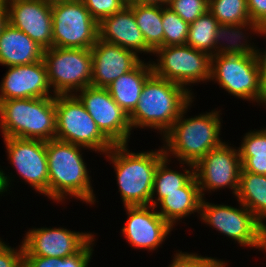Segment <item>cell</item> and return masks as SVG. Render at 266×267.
I'll return each mask as SVG.
<instances>
[{
    "mask_svg": "<svg viewBox=\"0 0 266 267\" xmlns=\"http://www.w3.org/2000/svg\"><path fill=\"white\" fill-rule=\"evenodd\" d=\"M81 148L87 150L57 139L46 141L50 200L63 202L69 195L86 204L96 202Z\"/></svg>",
    "mask_w": 266,
    "mask_h": 267,
    "instance_id": "1",
    "label": "cell"
},
{
    "mask_svg": "<svg viewBox=\"0 0 266 267\" xmlns=\"http://www.w3.org/2000/svg\"><path fill=\"white\" fill-rule=\"evenodd\" d=\"M194 99L183 86L156 76L146 80L135 109L129 114L132 128H154L164 135Z\"/></svg>",
    "mask_w": 266,
    "mask_h": 267,
    "instance_id": "2",
    "label": "cell"
},
{
    "mask_svg": "<svg viewBox=\"0 0 266 267\" xmlns=\"http://www.w3.org/2000/svg\"><path fill=\"white\" fill-rule=\"evenodd\" d=\"M193 101L182 110L179 118L162 136L165 156L169 159L173 156L179 163L195 164L211 149L223 143L219 137L222 128L220 111L215 109L185 119L184 115Z\"/></svg>",
    "mask_w": 266,
    "mask_h": 267,
    "instance_id": "3",
    "label": "cell"
},
{
    "mask_svg": "<svg viewBox=\"0 0 266 267\" xmlns=\"http://www.w3.org/2000/svg\"><path fill=\"white\" fill-rule=\"evenodd\" d=\"M116 173L124 206L151 205L154 175L166 157L164 149L130 152L128 144H115L106 154Z\"/></svg>",
    "mask_w": 266,
    "mask_h": 267,
    "instance_id": "4",
    "label": "cell"
},
{
    "mask_svg": "<svg viewBox=\"0 0 266 267\" xmlns=\"http://www.w3.org/2000/svg\"><path fill=\"white\" fill-rule=\"evenodd\" d=\"M0 127L3 137L55 139V97L0 101Z\"/></svg>",
    "mask_w": 266,
    "mask_h": 267,
    "instance_id": "5",
    "label": "cell"
},
{
    "mask_svg": "<svg viewBox=\"0 0 266 267\" xmlns=\"http://www.w3.org/2000/svg\"><path fill=\"white\" fill-rule=\"evenodd\" d=\"M55 109V139L102 154H106L114 146L75 94L56 95Z\"/></svg>",
    "mask_w": 266,
    "mask_h": 267,
    "instance_id": "6",
    "label": "cell"
},
{
    "mask_svg": "<svg viewBox=\"0 0 266 267\" xmlns=\"http://www.w3.org/2000/svg\"><path fill=\"white\" fill-rule=\"evenodd\" d=\"M210 80L234 97L266 105V85L261 79L255 56H211Z\"/></svg>",
    "mask_w": 266,
    "mask_h": 267,
    "instance_id": "7",
    "label": "cell"
},
{
    "mask_svg": "<svg viewBox=\"0 0 266 267\" xmlns=\"http://www.w3.org/2000/svg\"><path fill=\"white\" fill-rule=\"evenodd\" d=\"M241 207L212 204L202 198L200 219L213 226L242 247H253L266 252V227L242 203Z\"/></svg>",
    "mask_w": 266,
    "mask_h": 267,
    "instance_id": "8",
    "label": "cell"
},
{
    "mask_svg": "<svg viewBox=\"0 0 266 267\" xmlns=\"http://www.w3.org/2000/svg\"><path fill=\"white\" fill-rule=\"evenodd\" d=\"M52 95L76 94L91 86V49L52 47L43 51Z\"/></svg>",
    "mask_w": 266,
    "mask_h": 267,
    "instance_id": "9",
    "label": "cell"
},
{
    "mask_svg": "<svg viewBox=\"0 0 266 267\" xmlns=\"http://www.w3.org/2000/svg\"><path fill=\"white\" fill-rule=\"evenodd\" d=\"M155 54L159 57L157 63L151 62L153 73L183 86L192 95L187 86L210 81L211 56L206 52L189 45H176L159 47Z\"/></svg>",
    "mask_w": 266,
    "mask_h": 267,
    "instance_id": "10",
    "label": "cell"
},
{
    "mask_svg": "<svg viewBox=\"0 0 266 267\" xmlns=\"http://www.w3.org/2000/svg\"><path fill=\"white\" fill-rule=\"evenodd\" d=\"M53 47L91 49L99 38V24L82 1L52 3Z\"/></svg>",
    "mask_w": 266,
    "mask_h": 267,
    "instance_id": "11",
    "label": "cell"
},
{
    "mask_svg": "<svg viewBox=\"0 0 266 267\" xmlns=\"http://www.w3.org/2000/svg\"><path fill=\"white\" fill-rule=\"evenodd\" d=\"M242 169L239 150L223 142L211 149L203 158L194 164V176L199 186L201 197L206 191L230 188L236 196Z\"/></svg>",
    "mask_w": 266,
    "mask_h": 267,
    "instance_id": "12",
    "label": "cell"
},
{
    "mask_svg": "<svg viewBox=\"0 0 266 267\" xmlns=\"http://www.w3.org/2000/svg\"><path fill=\"white\" fill-rule=\"evenodd\" d=\"M78 92L75 95L101 132L114 145L128 144L132 130L129 115L114 101L108 90L88 86Z\"/></svg>",
    "mask_w": 266,
    "mask_h": 267,
    "instance_id": "13",
    "label": "cell"
},
{
    "mask_svg": "<svg viewBox=\"0 0 266 267\" xmlns=\"http://www.w3.org/2000/svg\"><path fill=\"white\" fill-rule=\"evenodd\" d=\"M6 153L20 180L33 190L49 198V174L46 141L17 137H3Z\"/></svg>",
    "mask_w": 266,
    "mask_h": 267,
    "instance_id": "14",
    "label": "cell"
},
{
    "mask_svg": "<svg viewBox=\"0 0 266 267\" xmlns=\"http://www.w3.org/2000/svg\"><path fill=\"white\" fill-rule=\"evenodd\" d=\"M22 241L23 256L66 258L78 253L94 236L90 232L59 228H33Z\"/></svg>",
    "mask_w": 266,
    "mask_h": 267,
    "instance_id": "15",
    "label": "cell"
},
{
    "mask_svg": "<svg viewBox=\"0 0 266 267\" xmlns=\"http://www.w3.org/2000/svg\"><path fill=\"white\" fill-rule=\"evenodd\" d=\"M8 22L44 50L53 47L52 3L49 0H5Z\"/></svg>",
    "mask_w": 266,
    "mask_h": 267,
    "instance_id": "16",
    "label": "cell"
},
{
    "mask_svg": "<svg viewBox=\"0 0 266 267\" xmlns=\"http://www.w3.org/2000/svg\"><path fill=\"white\" fill-rule=\"evenodd\" d=\"M124 208L128 219L121 233L133 248L156 250L171 234L173 228L158 214L156 207L138 205Z\"/></svg>",
    "mask_w": 266,
    "mask_h": 267,
    "instance_id": "17",
    "label": "cell"
},
{
    "mask_svg": "<svg viewBox=\"0 0 266 267\" xmlns=\"http://www.w3.org/2000/svg\"><path fill=\"white\" fill-rule=\"evenodd\" d=\"M91 53V86L97 88H107L114 80L130 72L142 61L132 50L99 38L91 48Z\"/></svg>",
    "mask_w": 266,
    "mask_h": 267,
    "instance_id": "18",
    "label": "cell"
},
{
    "mask_svg": "<svg viewBox=\"0 0 266 267\" xmlns=\"http://www.w3.org/2000/svg\"><path fill=\"white\" fill-rule=\"evenodd\" d=\"M0 101L19 98L55 97L43 59L33 64L9 66L0 83Z\"/></svg>",
    "mask_w": 266,
    "mask_h": 267,
    "instance_id": "19",
    "label": "cell"
},
{
    "mask_svg": "<svg viewBox=\"0 0 266 267\" xmlns=\"http://www.w3.org/2000/svg\"><path fill=\"white\" fill-rule=\"evenodd\" d=\"M99 39L138 53L154 52L146 45L133 10L127 5L121 11L104 18L98 26Z\"/></svg>",
    "mask_w": 266,
    "mask_h": 267,
    "instance_id": "20",
    "label": "cell"
},
{
    "mask_svg": "<svg viewBox=\"0 0 266 267\" xmlns=\"http://www.w3.org/2000/svg\"><path fill=\"white\" fill-rule=\"evenodd\" d=\"M43 51L39 44L9 22L0 34V64L3 66L36 63L43 59Z\"/></svg>",
    "mask_w": 266,
    "mask_h": 267,
    "instance_id": "21",
    "label": "cell"
},
{
    "mask_svg": "<svg viewBox=\"0 0 266 267\" xmlns=\"http://www.w3.org/2000/svg\"><path fill=\"white\" fill-rule=\"evenodd\" d=\"M144 62L142 60L134 69L118 77L106 88L128 115L135 109L144 83L153 74L151 61Z\"/></svg>",
    "mask_w": 266,
    "mask_h": 267,
    "instance_id": "22",
    "label": "cell"
},
{
    "mask_svg": "<svg viewBox=\"0 0 266 267\" xmlns=\"http://www.w3.org/2000/svg\"><path fill=\"white\" fill-rule=\"evenodd\" d=\"M202 197L195 176L180 191L164 193L158 214L173 228L174 224L192 213L200 211Z\"/></svg>",
    "mask_w": 266,
    "mask_h": 267,
    "instance_id": "23",
    "label": "cell"
},
{
    "mask_svg": "<svg viewBox=\"0 0 266 267\" xmlns=\"http://www.w3.org/2000/svg\"><path fill=\"white\" fill-rule=\"evenodd\" d=\"M245 28L253 34H260L262 26L252 20L241 24H219L215 35V55L255 56L258 47L248 43L249 36H245L248 34ZM224 40L227 42L224 43Z\"/></svg>",
    "mask_w": 266,
    "mask_h": 267,
    "instance_id": "24",
    "label": "cell"
},
{
    "mask_svg": "<svg viewBox=\"0 0 266 267\" xmlns=\"http://www.w3.org/2000/svg\"><path fill=\"white\" fill-rule=\"evenodd\" d=\"M236 199L266 227V175L241 169Z\"/></svg>",
    "mask_w": 266,
    "mask_h": 267,
    "instance_id": "25",
    "label": "cell"
},
{
    "mask_svg": "<svg viewBox=\"0 0 266 267\" xmlns=\"http://www.w3.org/2000/svg\"><path fill=\"white\" fill-rule=\"evenodd\" d=\"M170 159L165 157L159 164L154 175L153 192L151 196V205L156 207L157 204L164 198V193H173L180 191V188L184 187L194 177V164H186L189 169L185 166L181 167L184 172L173 171L168 168ZM156 195V197H155ZM156 198V199H154Z\"/></svg>",
    "mask_w": 266,
    "mask_h": 267,
    "instance_id": "26",
    "label": "cell"
},
{
    "mask_svg": "<svg viewBox=\"0 0 266 267\" xmlns=\"http://www.w3.org/2000/svg\"><path fill=\"white\" fill-rule=\"evenodd\" d=\"M132 10L146 45L155 52L163 47L162 5L127 4Z\"/></svg>",
    "mask_w": 266,
    "mask_h": 267,
    "instance_id": "27",
    "label": "cell"
},
{
    "mask_svg": "<svg viewBox=\"0 0 266 267\" xmlns=\"http://www.w3.org/2000/svg\"><path fill=\"white\" fill-rule=\"evenodd\" d=\"M219 22L207 11L189 25L188 38L186 45L215 55V35Z\"/></svg>",
    "mask_w": 266,
    "mask_h": 267,
    "instance_id": "28",
    "label": "cell"
},
{
    "mask_svg": "<svg viewBox=\"0 0 266 267\" xmlns=\"http://www.w3.org/2000/svg\"><path fill=\"white\" fill-rule=\"evenodd\" d=\"M95 240L93 237L78 253L66 258L23 256V267H88Z\"/></svg>",
    "mask_w": 266,
    "mask_h": 267,
    "instance_id": "29",
    "label": "cell"
},
{
    "mask_svg": "<svg viewBox=\"0 0 266 267\" xmlns=\"http://www.w3.org/2000/svg\"><path fill=\"white\" fill-rule=\"evenodd\" d=\"M208 11L219 24H241L251 20L247 0H209Z\"/></svg>",
    "mask_w": 266,
    "mask_h": 267,
    "instance_id": "30",
    "label": "cell"
},
{
    "mask_svg": "<svg viewBox=\"0 0 266 267\" xmlns=\"http://www.w3.org/2000/svg\"><path fill=\"white\" fill-rule=\"evenodd\" d=\"M163 46L186 45L189 24L167 5H162Z\"/></svg>",
    "mask_w": 266,
    "mask_h": 267,
    "instance_id": "31",
    "label": "cell"
},
{
    "mask_svg": "<svg viewBox=\"0 0 266 267\" xmlns=\"http://www.w3.org/2000/svg\"><path fill=\"white\" fill-rule=\"evenodd\" d=\"M167 6L189 25L209 9V0H170Z\"/></svg>",
    "mask_w": 266,
    "mask_h": 267,
    "instance_id": "32",
    "label": "cell"
},
{
    "mask_svg": "<svg viewBox=\"0 0 266 267\" xmlns=\"http://www.w3.org/2000/svg\"><path fill=\"white\" fill-rule=\"evenodd\" d=\"M238 148L240 157L266 156V128L247 132Z\"/></svg>",
    "mask_w": 266,
    "mask_h": 267,
    "instance_id": "33",
    "label": "cell"
},
{
    "mask_svg": "<svg viewBox=\"0 0 266 267\" xmlns=\"http://www.w3.org/2000/svg\"><path fill=\"white\" fill-rule=\"evenodd\" d=\"M92 18L99 24L104 18L121 11L126 0H81Z\"/></svg>",
    "mask_w": 266,
    "mask_h": 267,
    "instance_id": "34",
    "label": "cell"
},
{
    "mask_svg": "<svg viewBox=\"0 0 266 267\" xmlns=\"http://www.w3.org/2000/svg\"><path fill=\"white\" fill-rule=\"evenodd\" d=\"M221 261L213 257L199 256L197 253L178 251L168 267H216Z\"/></svg>",
    "mask_w": 266,
    "mask_h": 267,
    "instance_id": "35",
    "label": "cell"
},
{
    "mask_svg": "<svg viewBox=\"0 0 266 267\" xmlns=\"http://www.w3.org/2000/svg\"><path fill=\"white\" fill-rule=\"evenodd\" d=\"M0 267H23V245L14 248L6 245L5 242L0 244Z\"/></svg>",
    "mask_w": 266,
    "mask_h": 267,
    "instance_id": "36",
    "label": "cell"
},
{
    "mask_svg": "<svg viewBox=\"0 0 266 267\" xmlns=\"http://www.w3.org/2000/svg\"><path fill=\"white\" fill-rule=\"evenodd\" d=\"M250 19L266 26V0H247Z\"/></svg>",
    "mask_w": 266,
    "mask_h": 267,
    "instance_id": "37",
    "label": "cell"
},
{
    "mask_svg": "<svg viewBox=\"0 0 266 267\" xmlns=\"http://www.w3.org/2000/svg\"><path fill=\"white\" fill-rule=\"evenodd\" d=\"M244 171L266 175V156L262 157H240Z\"/></svg>",
    "mask_w": 266,
    "mask_h": 267,
    "instance_id": "38",
    "label": "cell"
},
{
    "mask_svg": "<svg viewBox=\"0 0 266 267\" xmlns=\"http://www.w3.org/2000/svg\"><path fill=\"white\" fill-rule=\"evenodd\" d=\"M263 35H265V38H266V26H262L260 36H263ZM261 51L262 50L257 48L255 57L257 60L261 79L264 82V84L266 85V49L263 50V52H261Z\"/></svg>",
    "mask_w": 266,
    "mask_h": 267,
    "instance_id": "39",
    "label": "cell"
},
{
    "mask_svg": "<svg viewBox=\"0 0 266 267\" xmlns=\"http://www.w3.org/2000/svg\"><path fill=\"white\" fill-rule=\"evenodd\" d=\"M8 23V9L5 0H0V34Z\"/></svg>",
    "mask_w": 266,
    "mask_h": 267,
    "instance_id": "40",
    "label": "cell"
},
{
    "mask_svg": "<svg viewBox=\"0 0 266 267\" xmlns=\"http://www.w3.org/2000/svg\"><path fill=\"white\" fill-rule=\"evenodd\" d=\"M127 4H156L164 5V0H126Z\"/></svg>",
    "mask_w": 266,
    "mask_h": 267,
    "instance_id": "41",
    "label": "cell"
},
{
    "mask_svg": "<svg viewBox=\"0 0 266 267\" xmlns=\"http://www.w3.org/2000/svg\"><path fill=\"white\" fill-rule=\"evenodd\" d=\"M228 265L225 261H221L216 267H226Z\"/></svg>",
    "mask_w": 266,
    "mask_h": 267,
    "instance_id": "42",
    "label": "cell"
},
{
    "mask_svg": "<svg viewBox=\"0 0 266 267\" xmlns=\"http://www.w3.org/2000/svg\"><path fill=\"white\" fill-rule=\"evenodd\" d=\"M51 3L61 2V1H80V0H49Z\"/></svg>",
    "mask_w": 266,
    "mask_h": 267,
    "instance_id": "43",
    "label": "cell"
},
{
    "mask_svg": "<svg viewBox=\"0 0 266 267\" xmlns=\"http://www.w3.org/2000/svg\"><path fill=\"white\" fill-rule=\"evenodd\" d=\"M168 1L170 0H164V5H167Z\"/></svg>",
    "mask_w": 266,
    "mask_h": 267,
    "instance_id": "44",
    "label": "cell"
}]
</instances>
